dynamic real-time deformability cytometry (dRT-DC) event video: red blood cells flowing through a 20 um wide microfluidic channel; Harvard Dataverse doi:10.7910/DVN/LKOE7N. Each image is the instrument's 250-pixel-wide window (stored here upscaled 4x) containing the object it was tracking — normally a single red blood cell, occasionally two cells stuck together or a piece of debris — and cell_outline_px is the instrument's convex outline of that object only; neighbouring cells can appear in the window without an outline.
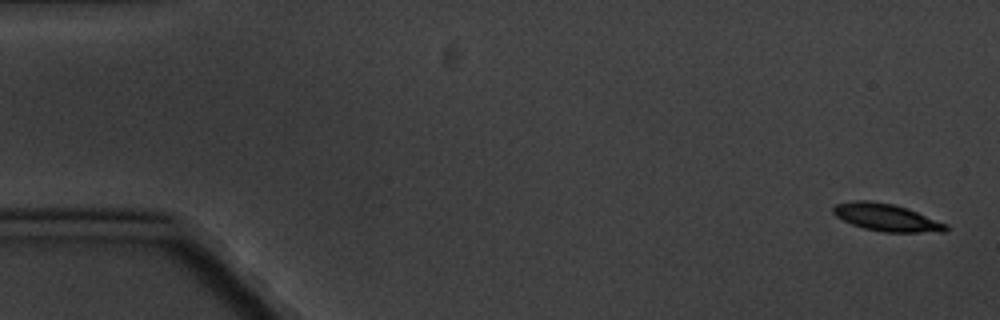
{"species": "common noctule bat (a hibernating species)", "species_latin": "Nyctalus noctula", "temperature_condition": "cold", "stored_images_in_passage": 6, "camera_frame_rate_fps": 3000, "um_per_image_px": 0.085, "animal": {"sex": "male", "body_mass_g": 20.1, "forearm_length_mm": 53.5}, "frame": {"image": 1, "passage_image": 1, "time_ms": 0.0, "image_size_px": [1000, 320], "cell_outline_px": [[948, 228], [944, 232], [884, 232], [864, 228], [852, 224], [836, 216], [832, 212], [832, 208], [836, 204], [852, 200], [868, 200], [896, 204], [948, 224]], "centroid_in_image_um": [75.34, 18.47], "position_along_channel_um": 9.7, "area_um2": 17.98}}
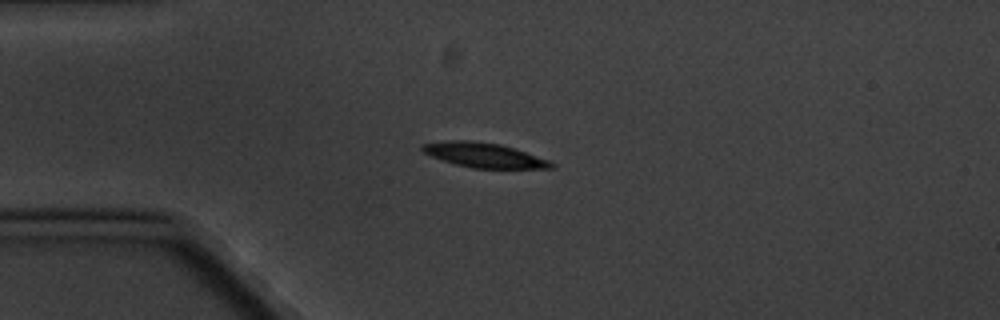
{"frame": {"image": 2, "passage_image": 5, "time_ms": 4.333, "image_size_px": [1000, 320], "cell_outline_px": [[556, 164], [552, 168], [472, 168], [456, 164], [432, 156], [424, 152], [420, 148], [424, 144], [448, 140], [468, 140], [500, 144], [548, 160]], "centroid_in_image_um": [41.13, 13.19], "position_along_channel_um": 43.9, "area_um2": 18.09}}